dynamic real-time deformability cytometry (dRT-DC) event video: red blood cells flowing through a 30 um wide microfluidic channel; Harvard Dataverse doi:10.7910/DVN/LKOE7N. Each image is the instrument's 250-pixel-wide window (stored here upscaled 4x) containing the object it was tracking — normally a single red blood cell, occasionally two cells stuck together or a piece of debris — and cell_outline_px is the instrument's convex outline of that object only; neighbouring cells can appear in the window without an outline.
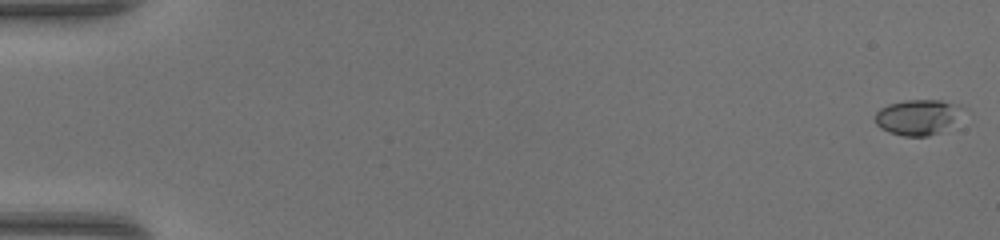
{"species": "common noctule bat (a hibernating species)", "species_latin": "Nyctalus noctula", "temperature_condition": "warm", "stored_images_in_passage": 49, "camera_frame_rate_fps": 3000, "um_per_image_px": 0.085, "animal": {"sex": "female", "body_mass_g": 17.0, "forearm_length_mm": 48.0}, "frame": {"image": 1, "passage_image": 1, "time_ms": 0.0, "image_size_px": [1000, 240], "cell_outline_px": [[952, 120], [936, 132], [928, 136], [904, 136], [888, 132], [880, 128], [876, 124], [876, 112], [880, 108], [888, 104], [904, 100], [940, 100], [948, 104], [952, 116]], "centroid_in_image_um": [77.68, 9.97], "position_along_channel_um": 7.3, "area_um2": 16.36}}
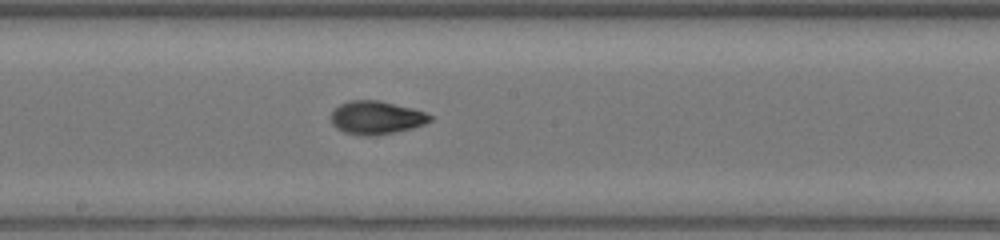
{"frame": {"image": 2, "passage_image": 28, "time_ms": 9.0, "image_size_px": [1000, 240], "cell_outline_px": [[432, 120], [424, 124], [412, 128], [392, 132], [368, 136], [364, 136], [344, 132], [336, 128], [332, 124], [332, 112], [340, 104], [348, 100], [376, 100], [412, 108], [424, 112], [432, 116]], "centroid_in_image_um": [31.97, 9.99], "position_along_channel_um": 216.2, "area_um2": 18.9}}
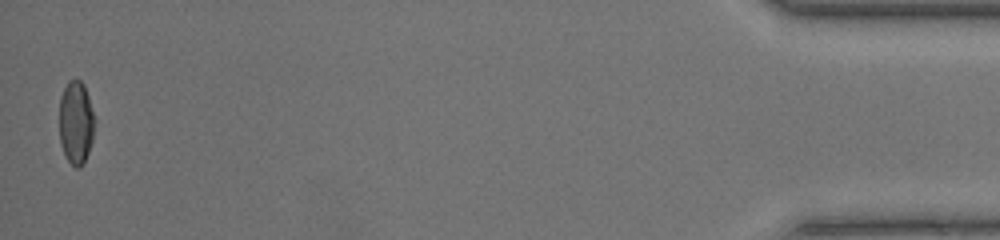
{"frame": {"image": 3, "passage_image": 49, "time_ms": 16.0, "image_size_px": [1000, 240], "cell_outline_px": [[92, 140], [84, 164], [80, 168], [76, 168], [68, 160], [60, 144], [60, 96], [68, 80], [80, 80], [84, 84], [88, 96], [92, 112]], "centroid_in_image_um": [6.43, 10.42], "position_along_channel_um": 428.8, "area_um2": 16.7}, "authors_computed_cell_mechanics": {"area_um2": 17.8024, "velocity_mm_per_s": 4.3275, "shape_relaxation_time_tau1_ms": 4.878, "shape_relaxation_time_tau2_ms": 1.6737, "deformation_change_tau1": 0.1947, "deformation_change_tau2": 0.0688}}